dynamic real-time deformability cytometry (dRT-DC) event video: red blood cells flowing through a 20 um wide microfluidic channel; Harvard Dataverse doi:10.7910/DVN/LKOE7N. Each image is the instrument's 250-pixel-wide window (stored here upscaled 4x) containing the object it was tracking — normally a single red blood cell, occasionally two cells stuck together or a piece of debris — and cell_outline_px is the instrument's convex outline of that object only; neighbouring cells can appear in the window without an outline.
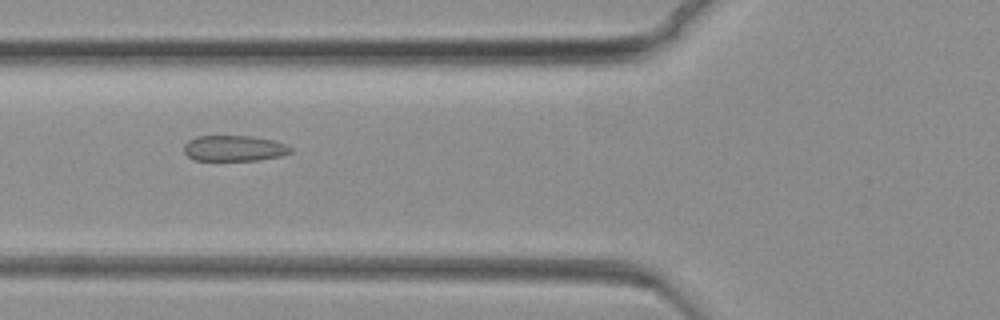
{"species": "common noctule bat (a hibernating species)", "species_latin": "Nyctalus noctula", "temperature_condition": "warm", "stored_images_in_passage": 25, "camera_frame_rate_fps": 3000, "um_per_image_px": 0.085, "animal": {"sex": "female", "body_mass_g": 19.3, "forearm_length_mm": 54.1}, "frame": {"image": 1, "passage_image": 18, "time_ms": 5.667, "image_size_px": [1000, 320], "cell_outline_px": [[292, 152], [280, 156], [260, 160], [192, 160], [184, 152], [184, 144], [188, 140], [196, 136], [252, 136], [272, 140], [284, 144], [292, 148]], "centroid_in_image_um": [19.87, 12.6], "position_along_channel_um": 105.9, "area_um2": 16.01}}
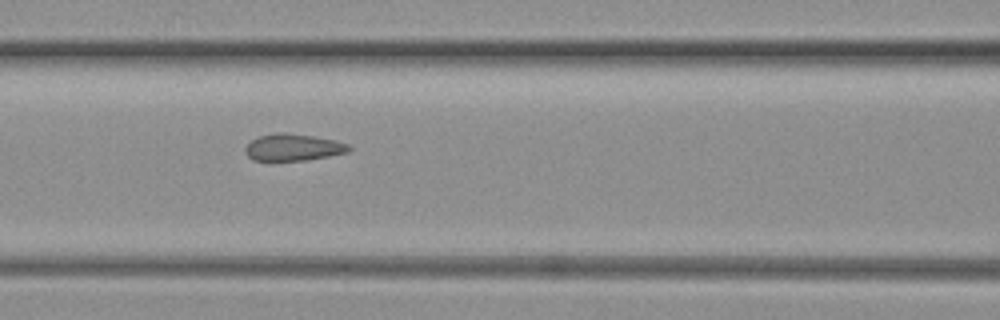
{"frame": {"image": 2, "passage_image": 22, "time_ms": 7.0, "image_size_px": [1000, 320], "cell_outline_px": [[352, 148], [348, 152], [308, 160], [252, 160], [244, 152], [244, 148], [252, 140], [260, 136], [276, 132], [284, 132], [312, 136], [336, 140], [348, 144]], "centroid_in_image_um": [24.92, 12.52], "position_along_channel_um": 141.7, "area_um2": 16.18}}